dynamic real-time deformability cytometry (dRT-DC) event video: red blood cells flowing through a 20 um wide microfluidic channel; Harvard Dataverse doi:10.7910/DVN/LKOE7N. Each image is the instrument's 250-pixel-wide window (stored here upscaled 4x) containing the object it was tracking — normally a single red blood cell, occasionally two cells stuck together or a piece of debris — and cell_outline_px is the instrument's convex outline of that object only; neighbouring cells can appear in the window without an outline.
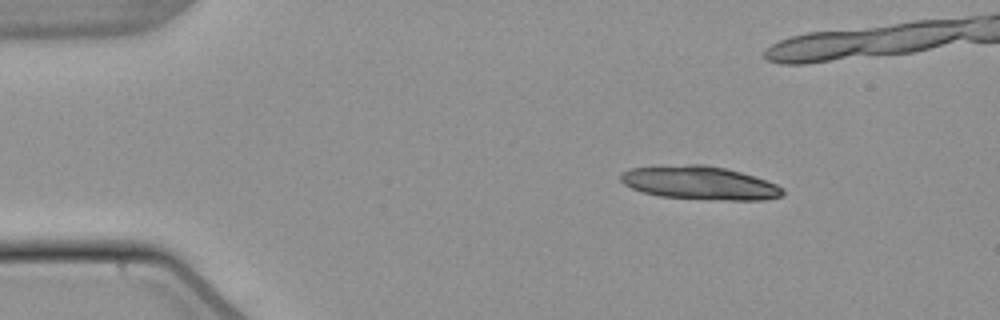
{"species": "common noctule bat (a hibernating species)", "species_latin": "Nyctalus noctula", "temperature_condition": "warm", "stored_images_in_passage": 17, "camera_frame_rate_fps": 3000, "um_per_image_px": 0.085, "animal": {"sex": "male", "body_mass_g": 21.5, "forearm_length_mm": 52.0}, "frame": {"image": 1, "passage_image": 6, "time_ms": 1.667, "image_size_px": [1000, 320], "cell_outline_px": [[784, 196], [764, 200], [728, 200], [660, 196], [644, 192], [632, 188], [624, 184], [620, 180], [620, 172], [632, 168], [688, 164], [704, 164], [724, 168], [740, 172], [776, 184], [784, 188]], "centroid_in_image_um": [59.49, 15.54], "position_along_channel_um": 25.5, "area_um2": 31.27}}